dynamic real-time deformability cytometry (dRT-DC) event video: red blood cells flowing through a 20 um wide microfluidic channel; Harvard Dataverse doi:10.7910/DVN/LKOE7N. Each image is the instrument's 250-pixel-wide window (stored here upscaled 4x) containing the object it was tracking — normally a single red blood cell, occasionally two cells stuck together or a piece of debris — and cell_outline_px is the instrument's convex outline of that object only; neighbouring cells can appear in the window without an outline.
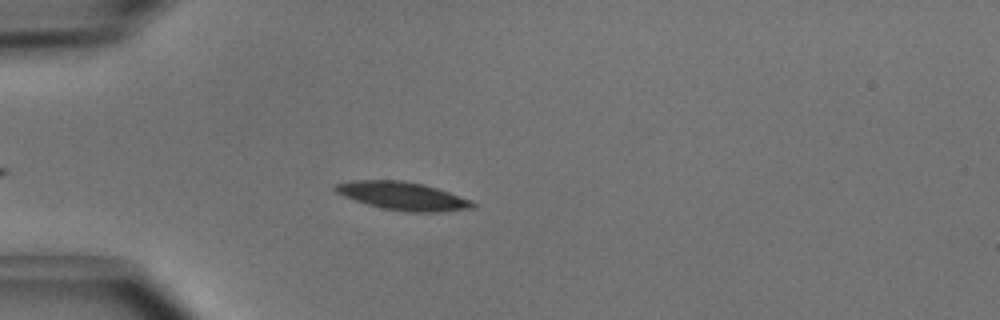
{"species": "common noctule bat (a hibernating species)", "species_latin": "Nyctalus noctula", "temperature_condition": "cold", "stored_images_in_passage": 40, "camera_frame_rate_fps": 3000, "um_per_image_px": 0.085, "animal": {"sex": "male", "body_mass_g": 15.6}, "frame": {"image": 1, "passage_image": 7, "time_ms": 2.0, "image_size_px": [1000, 320], "cell_outline_px": [[476, 208], [440, 212], [408, 212], [380, 208], [344, 196], [336, 192], [332, 188], [336, 184], [352, 180], [400, 180], [424, 184], [472, 200], [476, 204]], "centroid_in_image_um": [34.25, 16.66], "position_along_channel_um": 50.7, "area_um2": 22.54}}
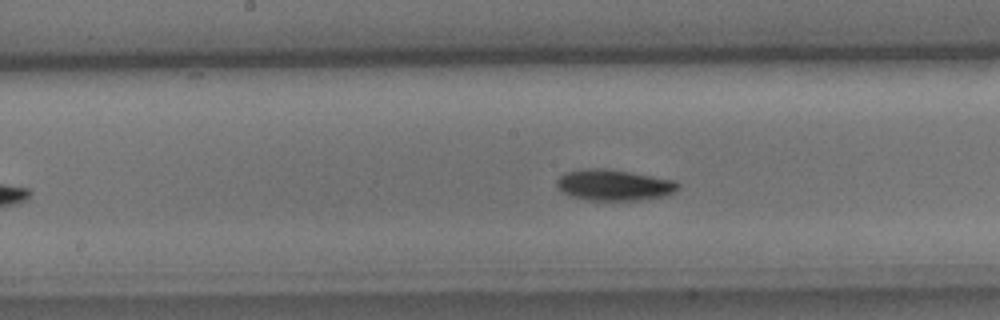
{"frame": {"image": 2, "passage_image": 19, "time_ms": 6.0, "image_size_px": [1000, 320], "cell_outline_px": [[680, 188], [664, 196], [636, 200], [592, 200], [572, 196], [556, 188], [556, 180], [564, 172], [580, 168], [608, 168], [632, 172], [676, 180], [680, 184]], "centroid_in_image_um": [52.18, 15.7], "position_along_channel_um": 196.0, "area_um2": 22.14}}
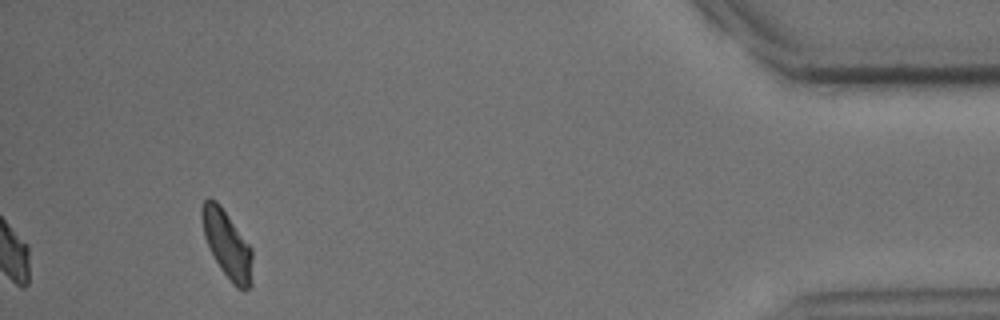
{"frame": {"image": 3, "passage_image": 40, "time_ms": 13.0, "image_size_px": [1000, 320], "cell_outline_px": [[252, 284], [244, 292], [232, 284], [220, 268], [204, 236], [200, 216], [200, 208], [204, 200], [208, 196], [216, 200], [220, 204], [252, 248]], "centroid_in_image_um": [19.3, 20.75], "position_along_channel_um": 415.9, "area_um2": 20.06}, "authors_computed_cell_mechanics": {"area_um2": 21.2993, "velocity_mm_per_s": 3.9964, "shape_relaxation_time_tau1_ms": 1.6811, "shape_relaxation_time_tau2_ms": null, "deformation_change_tau1": 0.1143, "deformation_change_tau2": null}}